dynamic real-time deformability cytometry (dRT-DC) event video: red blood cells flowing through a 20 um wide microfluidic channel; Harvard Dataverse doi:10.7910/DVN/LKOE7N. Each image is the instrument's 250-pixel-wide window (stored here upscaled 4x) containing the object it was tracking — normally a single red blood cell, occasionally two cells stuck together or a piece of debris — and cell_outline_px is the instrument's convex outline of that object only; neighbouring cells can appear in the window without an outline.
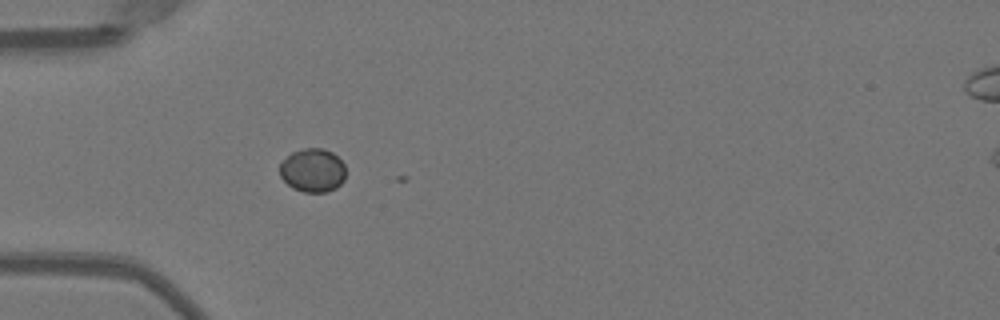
{"species": "Egyptian fruit bat (a non-hibernating species)", "species_latin": "Rousettus aegyptiacus", "temperature_condition": "warm", "stored_images_in_passage": 2, "camera_frame_rate_fps": 3000, "um_per_image_px": 0.085, "animal": {"sex": "female"}, "frame": {"image": 1, "passage_image": 1, "time_ms": 0.0, "image_size_px": [1000, 320], "cell_outline_px": [[344, 180], [336, 188], [328, 192], [304, 192], [292, 188], [280, 176], [280, 164], [292, 152], [304, 148], [320, 148], [332, 152], [344, 164]], "centroid_in_image_um": [26.57, 14.49], "position_along_channel_um": 58.4, "area_um2": 16.65}}